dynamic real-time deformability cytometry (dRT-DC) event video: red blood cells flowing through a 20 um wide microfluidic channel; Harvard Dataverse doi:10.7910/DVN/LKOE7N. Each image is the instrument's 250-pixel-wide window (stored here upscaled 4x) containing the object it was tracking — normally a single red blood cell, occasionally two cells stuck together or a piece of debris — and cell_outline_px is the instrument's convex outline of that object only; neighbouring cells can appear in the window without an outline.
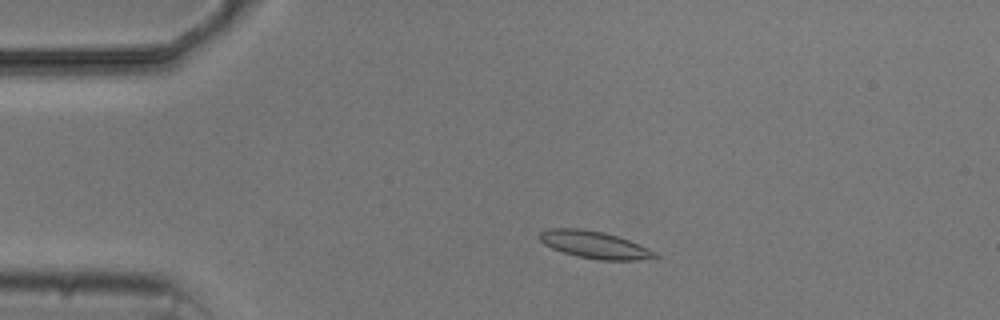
{"species": "common noctule bat (a hibernating species)", "species_latin": "Nyctalus noctula", "temperature_condition": "cold", "stored_images_in_passage": 2, "camera_frame_rate_fps": 3000, "um_per_image_px": 0.085, "animal": {"sex": "male", "body_mass_g": 20.5, "forearm_length_mm": 52.5}, "frame": {"image": 1, "passage_image": 1, "time_ms": 0.0, "image_size_px": [1000, 320], "cell_outline_px": [[660, 256], [640, 260], [600, 260], [576, 256], [552, 248], [544, 244], [540, 240], [540, 232], [548, 228], [580, 228], [604, 232], [628, 240], [648, 248], [656, 252]], "centroid_in_image_um": [50.53, 20.8], "position_along_channel_um": 34.5, "area_um2": 18.21}}